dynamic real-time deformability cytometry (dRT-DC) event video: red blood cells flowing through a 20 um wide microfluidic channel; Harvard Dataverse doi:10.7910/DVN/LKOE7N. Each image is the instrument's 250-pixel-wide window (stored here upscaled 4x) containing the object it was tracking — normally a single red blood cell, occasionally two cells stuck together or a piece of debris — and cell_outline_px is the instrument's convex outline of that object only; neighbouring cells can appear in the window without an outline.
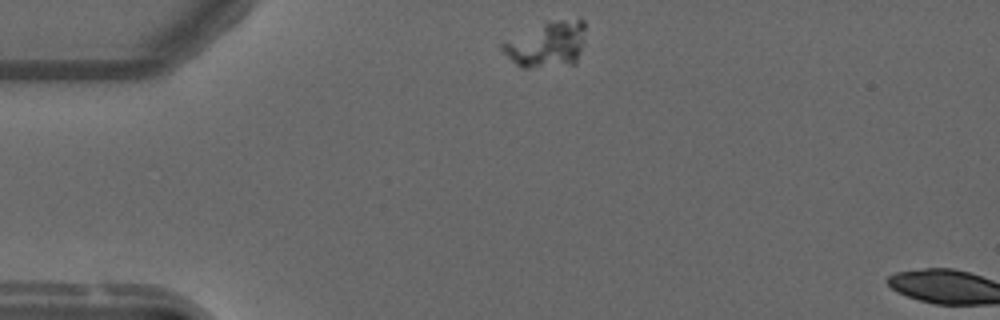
{"species": "common noctule bat (a hibernating species)", "species_latin": "Nyctalus noctula", "temperature_condition": "warm", "stored_images_in_passage": 3, "camera_frame_rate_fps": 3000, "um_per_image_px": 0.085, "animal": {"sex": "male", "forearm_length_mm": 52.5}, "frame": {"image": 1, "passage_image": 1, "time_ms": 0.0, "image_size_px": [1000, 320], "cell_outline_px": [[584, 44], [576, 64], [528, 68], [520, 68], [500, 48], [500, 44], [544, 24], [560, 20], [580, 16], [584, 20]], "centroid_in_image_um": [46.57, 3.79], "position_along_channel_um": 38.4, "area_um2": 21.85}}